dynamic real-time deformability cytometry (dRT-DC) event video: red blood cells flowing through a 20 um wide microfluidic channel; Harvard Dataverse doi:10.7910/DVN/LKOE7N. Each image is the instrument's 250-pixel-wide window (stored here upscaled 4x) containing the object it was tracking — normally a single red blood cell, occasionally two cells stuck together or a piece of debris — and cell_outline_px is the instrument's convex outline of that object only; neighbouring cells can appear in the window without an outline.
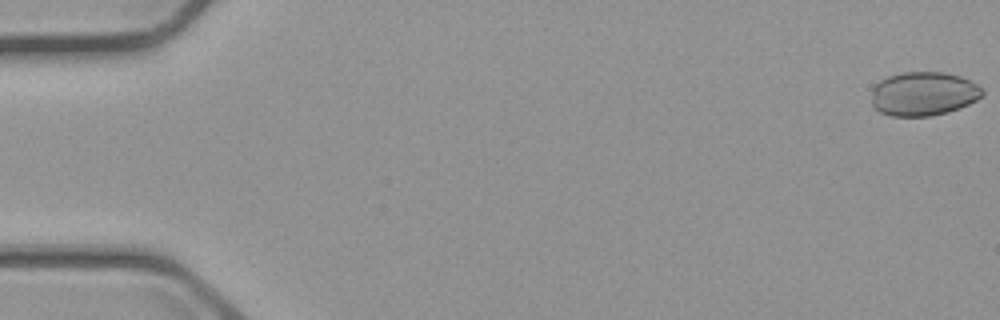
{"species": "common noctule bat (a hibernating species)", "species_latin": "Nyctalus noctula", "temperature_condition": "cold", "stored_images_in_passage": 6, "camera_frame_rate_fps": 3000, "um_per_image_px": 0.085, "animal": {"sex": "male", "body_mass_g": 23.1, "forearm_length_mm": 52.7}, "frame": {"image": 1, "passage_image": 1, "time_ms": 0.0, "image_size_px": [1000, 320], "cell_outline_px": [[984, 96], [968, 104], [948, 112], [932, 116], [892, 116], [880, 112], [872, 108], [872, 88], [880, 80], [888, 76], [904, 72], [944, 72], [960, 76], [984, 88]], "centroid_in_image_um": [78.49, 7.97], "position_along_channel_um": 6.5, "area_um2": 28.61}}